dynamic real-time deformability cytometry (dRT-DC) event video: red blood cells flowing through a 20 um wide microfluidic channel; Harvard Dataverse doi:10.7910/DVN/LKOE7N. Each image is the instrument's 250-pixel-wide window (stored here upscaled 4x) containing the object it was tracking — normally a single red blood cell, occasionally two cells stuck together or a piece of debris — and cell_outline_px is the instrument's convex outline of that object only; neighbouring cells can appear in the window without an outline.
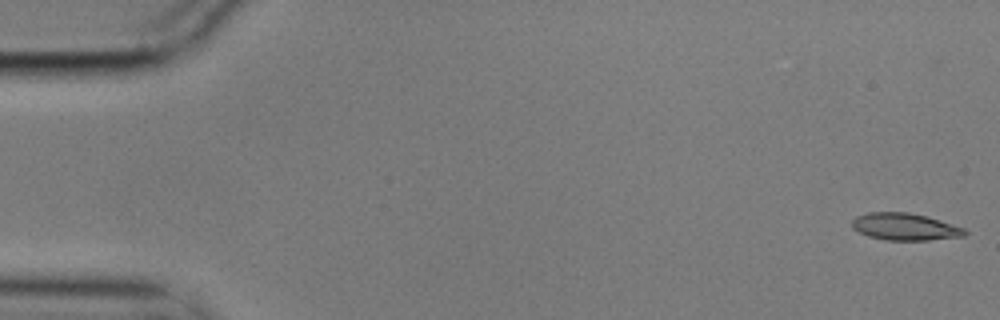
{"species": "common noctule bat (a hibernating species)", "species_latin": "Nyctalus noctula", "temperature_condition": "cold", "stored_images_in_passage": 56, "camera_frame_rate_fps": 3000, "um_per_image_px": 0.085, "animal": {"sex": "male", "body_mass_g": 17.9}, "frame": {"image": 1, "passage_image": 1, "time_ms": 0.0, "image_size_px": [1000, 320], "cell_outline_px": [[968, 232], [964, 236], [928, 240], [884, 240], [868, 236], [852, 228], [852, 220], [856, 216], [868, 212], [908, 212], [924, 216], [964, 228]], "centroid_in_image_um": [76.88, 19.28], "position_along_channel_um": 8.1, "area_um2": 17.63}}
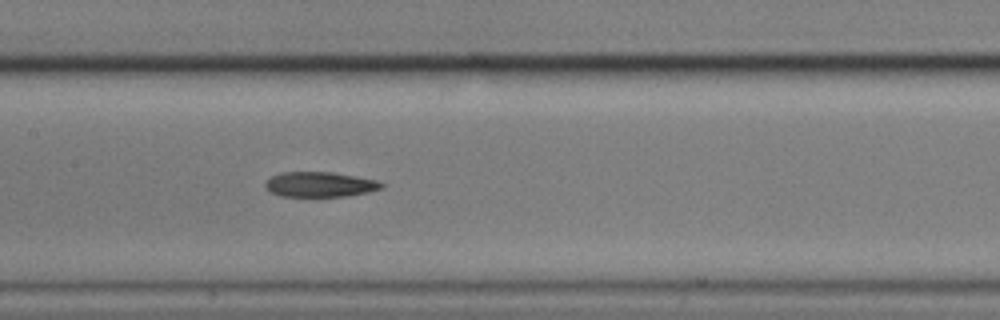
{"frame": {"image": 2, "passage_image": 27, "time_ms": 8.667, "image_size_px": [1000, 320], "cell_outline_px": [[384, 188], [368, 192], [348, 196], [280, 196], [268, 192], [264, 184], [272, 176], [280, 172], [332, 172], [376, 180], [384, 184]], "centroid_in_image_um": [27.17, 15.68], "position_along_channel_um": 180.2, "area_um2": 16.99}}
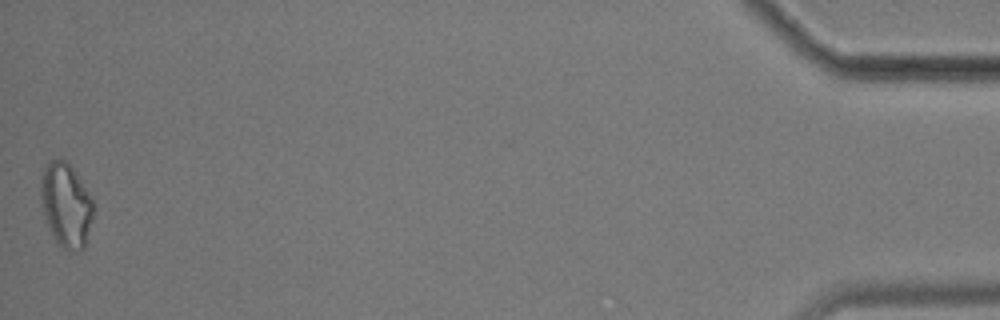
{"frame": {"image": 3, "passage_image": 56, "time_ms": 18.333, "image_size_px": [1000, 320], "cell_outline_px": [[92, 216], [84, 248], [80, 252], [68, 252], [56, 244], [52, 236], [44, 212], [40, 196], [40, 188], [44, 168], [52, 160], [64, 160], [72, 168], [92, 196]], "centroid_in_image_um": [5.61, 17.49], "position_along_channel_um": 429.6, "area_um2": 25.49}, "authors_computed_cell_mechanics": {"area_um2": 18.0914, "velocity_mm_per_s": 3.5408, "shape_relaxation_time_tau1_ms": null, "shape_relaxation_time_tau2_ms": 8.9934, "deformation_change_tau1": null, "deformation_change_tau2": 0.1962}}